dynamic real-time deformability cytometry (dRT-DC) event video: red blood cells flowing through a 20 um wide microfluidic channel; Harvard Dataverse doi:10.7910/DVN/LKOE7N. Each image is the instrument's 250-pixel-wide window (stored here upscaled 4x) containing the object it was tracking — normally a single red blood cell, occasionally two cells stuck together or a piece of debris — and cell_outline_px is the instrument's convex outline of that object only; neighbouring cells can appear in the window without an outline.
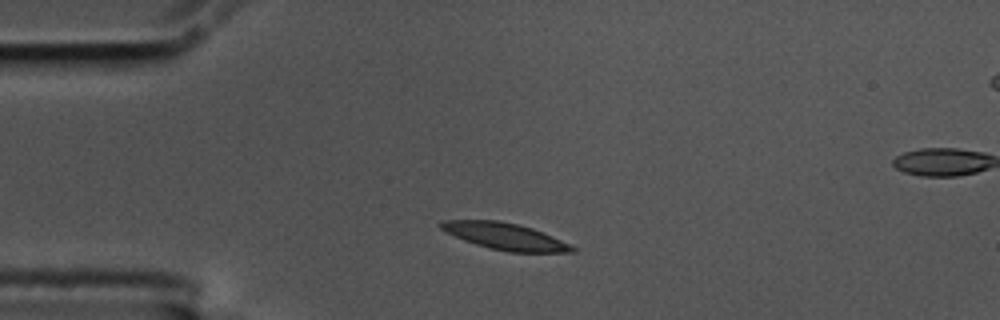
{"species": "common noctule bat (a hibernating species)", "species_latin": "Nyctalus noctula", "temperature_condition": "cold", "stored_images_in_passage": 3, "segment_of_instrument_passage": [1, 2], "camera_frame_rate_fps": 3000, "um_per_image_px": 0.085, "animal": {"sex": "male", "body_mass_g": 17.5, "forearm_length_mm": 52.3}, "frame": {"image": 1, "passage_image": 1, "time_ms": 0.0, "image_size_px": [1000, 320], "cell_outline_px": [[576, 252], [508, 252], [476, 244], [464, 240], [440, 228], [436, 224], [440, 220], [500, 220], [532, 228], [552, 236], [576, 248]], "centroid_in_image_um": [42.9, 20.07], "position_along_channel_um": 42.1, "area_um2": 20.17}}